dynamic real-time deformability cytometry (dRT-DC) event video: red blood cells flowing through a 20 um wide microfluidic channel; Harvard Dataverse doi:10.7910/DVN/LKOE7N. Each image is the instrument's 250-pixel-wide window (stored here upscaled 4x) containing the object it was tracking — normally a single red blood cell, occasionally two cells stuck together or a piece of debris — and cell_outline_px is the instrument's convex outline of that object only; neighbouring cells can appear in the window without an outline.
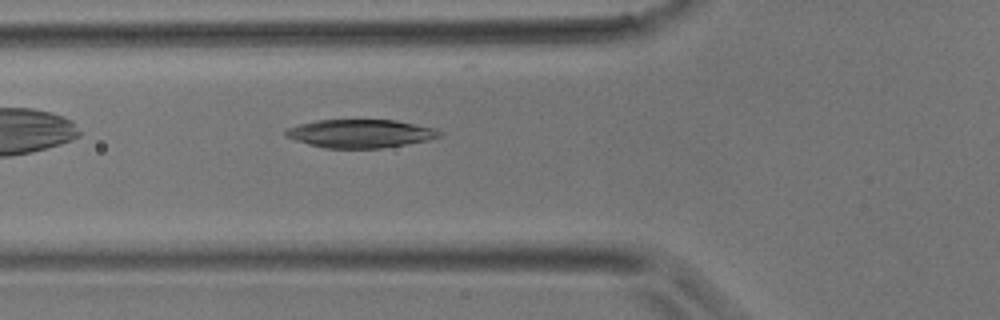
{"species": "common noctule bat (a hibernating species)", "species_latin": "Nyctalus noctula", "temperature_condition": "room temperature", "stored_images_in_passage": 6, "camera_frame_rate_fps": 3000, "um_per_image_px": 0.085, "animal": {"sex": "male", "body_mass_g": 17.9}, "frame": {"image": 1, "passage_image": 6, "time_ms": 1.667, "image_size_px": [1000, 320], "cell_outline_px": [[444, 136], [428, 140], [408, 144], [380, 148], [324, 148], [308, 144], [284, 136], [284, 132], [288, 128], [300, 124], [316, 120], [396, 120], [436, 128], [444, 132]], "centroid_in_image_um": [30.69, 11.35], "position_along_channel_um": 95.1, "area_um2": 25.55}}